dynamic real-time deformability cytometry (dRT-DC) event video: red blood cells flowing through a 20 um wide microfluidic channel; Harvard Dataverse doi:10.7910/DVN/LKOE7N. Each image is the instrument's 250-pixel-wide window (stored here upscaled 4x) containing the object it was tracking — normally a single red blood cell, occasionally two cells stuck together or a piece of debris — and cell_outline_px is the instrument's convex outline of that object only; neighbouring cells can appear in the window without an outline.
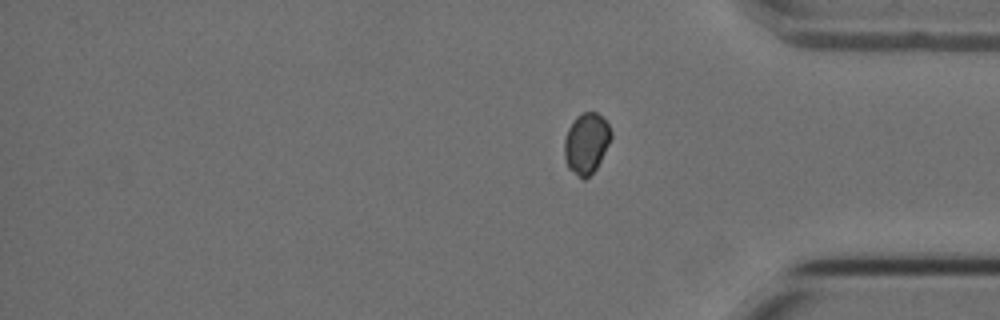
{"species": "Egyptian fruit bat (a non-hibernating species)", "species_latin": "Rousettus aegyptiacus", "temperature_condition": "cold", "stored_images_in_passage": 15, "segment_of_instrument_passage": [2, 2], "camera_frame_rate_fps": 3000, "um_per_image_px": 0.085, "animal": {"sex": "female"}, "frame": {"image": 1, "passage_image": 15, "time_ms": 4.667, "image_size_px": [1000, 320], "cell_outline_px": [[612, 136], [596, 168], [584, 180], [580, 180], [568, 168], [564, 156], [564, 140], [568, 128], [576, 116], [584, 112], [596, 112], [608, 124], [612, 132]], "centroid_in_image_um": [49.81, 12.2], "position_along_channel_um": 385.4, "area_um2": 16.47}}